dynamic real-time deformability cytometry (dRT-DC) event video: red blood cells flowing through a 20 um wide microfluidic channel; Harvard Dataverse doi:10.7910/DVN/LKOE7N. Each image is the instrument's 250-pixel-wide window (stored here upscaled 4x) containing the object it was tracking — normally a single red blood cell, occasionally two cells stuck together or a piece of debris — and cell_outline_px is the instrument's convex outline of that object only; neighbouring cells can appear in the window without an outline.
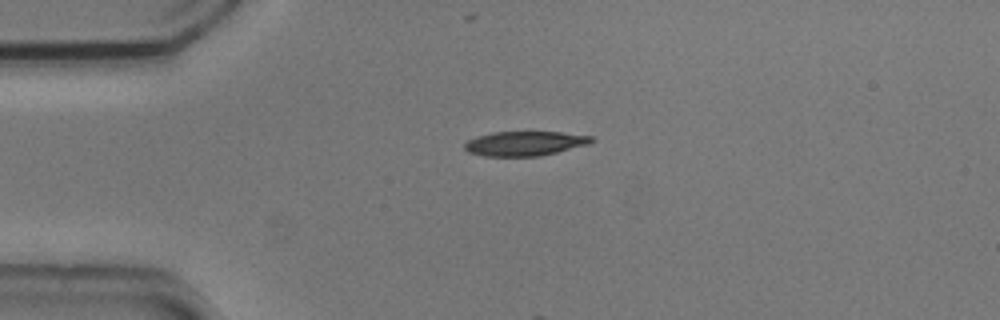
{"species": "common noctule bat (a hibernating species)", "species_latin": "Nyctalus noctula", "temperature_condition": "cold", "stored_images_in_passage": 2, "camera_frame_rate_fps": 3000, "um_per_image_px": 0.085, "animal": {"sex": "male", "body_mass_g": 20.5, "forearm_length_mm": 52.5}, "frame": {"image": 1, "passage_image": 1, "time_ms": 0.0, "image_size_px": [1000, 320], "cell_outline_px": [[596, 140], [588, 144], [540, 156], [484, 156], [468, 152], [464, 148], [464, 144], [468, 140], [476, 136], [492, 132], [560, 132], [592, 136]], "centroid_in_image_um": [44.59, 12.19], "position_along_channel_um": 40.4, "area_um2": 18.09}}